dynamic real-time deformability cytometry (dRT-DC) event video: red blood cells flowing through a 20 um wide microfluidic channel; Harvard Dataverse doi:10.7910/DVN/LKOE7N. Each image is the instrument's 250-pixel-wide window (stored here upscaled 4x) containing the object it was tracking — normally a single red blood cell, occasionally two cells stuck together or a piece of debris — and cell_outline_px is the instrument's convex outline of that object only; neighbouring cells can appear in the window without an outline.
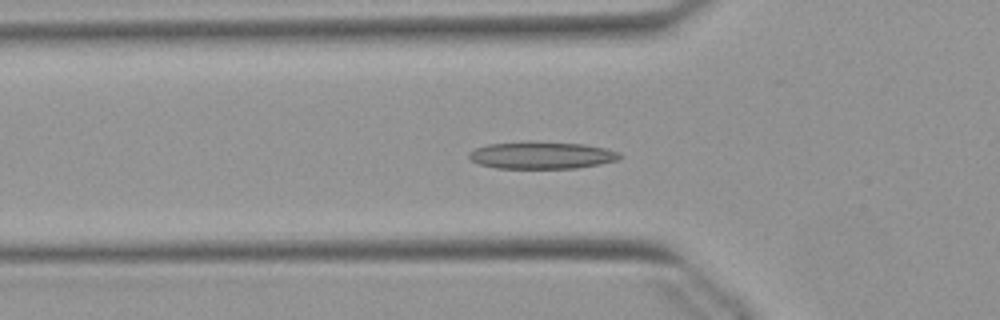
{"species": "Egyptian fruit bat (a non-hibernating species)", "species_latin": "Rousettus aegyptiacus", "temperature_condition": "warm", "stored_images_in_passage": 45, "camera_frame_rate_fps": 3000, "um_per_image_px": 0.085, "animal": {"sex": "female"}, "frame": {"image": 1, "passage_image": 9, "time_ms": 2.667, "image_size_px": [1000, 320], "cell_outline_px": [[624, 156], [620, 160], [600, 164], [576, 168], [496, 168], [480, 164], [472, 160], [468, 156], [468, 152], [476, 148], [488, 144], [528, 140], [584, 144], [604, 148], [620, 152]], "centroid_in_image_um": [46.07, 13.18], "position_along_channel_um": 79.7, "area_um2": 24.28}}
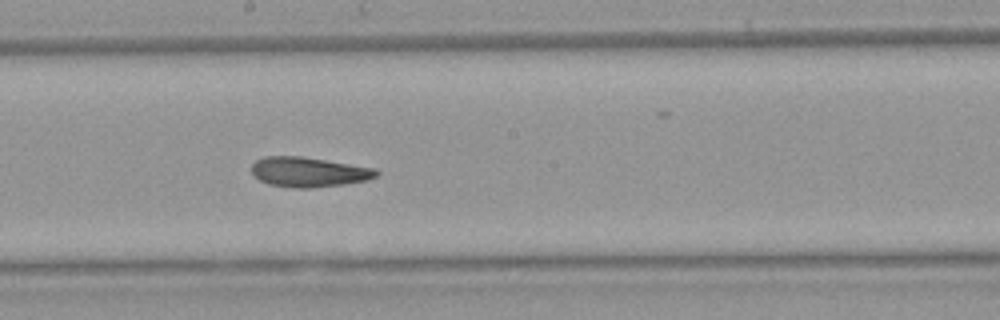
{"frame": {"image": 2, "passage_image": 20, "time_ms": 6.333, "image_size_px": [1000, 320], "cell_outline_px": [[380, 172], [376, 176], [368, 180], [344, 184], [312, 188], [292, 188], [268, 184], [252, 176], [252, 164], [256, 160], [264, 156], [300, 156], [376, 168]], "centroid_in_image_um": [26.22, 14.62], "position_along_channel_um": 222.0, "area_um2": 21.85}}
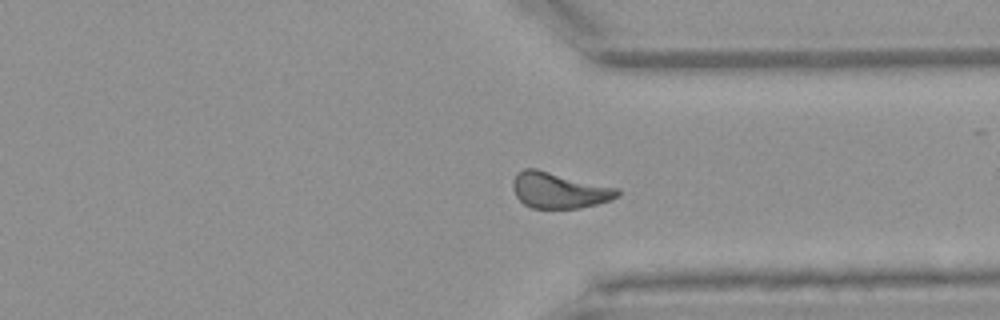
{"frame": {"image": 3, "passage_image": 31, "time_ms": 10.0, "image_size_px": [1000, 320], "cell_outline_px": [[620, 196], [612, 200], [580, 208], [532, 208], [524, 204], [516, 196], [512, 188], [512, 180], [524, 168], [536, 168], [620, 188]], "centroid_in_image_um": [47.56, 16.17], "position_along_channel_um": 363.8, "area_um2": 22.08}, "authors_computed_cell_mechanics": {"area_um2": 21.8484, "velocity_mm_per_s": 3.8787, "shape_relaxation_time_tau1_ms": 8.6201, "shape_relaxation_time_tau2_ms": 3.147, "deformation_change_tau1": 0.2193, "deformation_change_tau2": 0.1073}}